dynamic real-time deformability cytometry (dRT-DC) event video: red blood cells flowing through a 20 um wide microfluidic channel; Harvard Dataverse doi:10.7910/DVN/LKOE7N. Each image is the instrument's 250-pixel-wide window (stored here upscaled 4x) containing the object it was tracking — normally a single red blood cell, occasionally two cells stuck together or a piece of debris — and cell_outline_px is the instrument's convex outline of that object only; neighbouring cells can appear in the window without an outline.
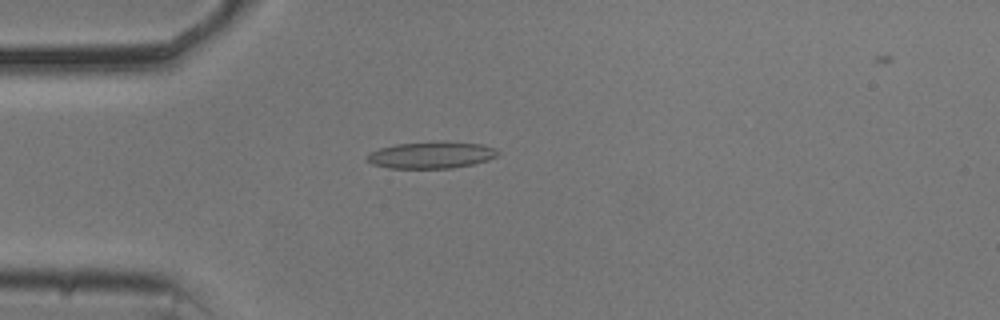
{"species": "common noctule bat (a hibernating species)", "species_latin": "Nyctalus noctula", "temperature_condition": "cold", "stored_images_in_passage": 12, "camera_frame_rate_fps": 3000, "um_per_image_px": 0.085, "animal": {"sex": "male", "body_mass_g": 20.5, "forearm_length_mm": 52.5}, "frame": {"image": 1, "passage_image": 5, "time_ms": 1.333, "image_size_px": [1000, 320], "cell_outline_px": [[500, 152], [496, 156], [488, 160], [472, 164], [452, 168], [388, 168], [372, 164], [368, 160], [368, 152], [380, 148], [396, 144], [444, 140], [484, 144], [496, 148]], "centroid_in_image_um": [36.7, 13.15], "position_along_channel_um": 48.3, "area_um2": 20.69}}